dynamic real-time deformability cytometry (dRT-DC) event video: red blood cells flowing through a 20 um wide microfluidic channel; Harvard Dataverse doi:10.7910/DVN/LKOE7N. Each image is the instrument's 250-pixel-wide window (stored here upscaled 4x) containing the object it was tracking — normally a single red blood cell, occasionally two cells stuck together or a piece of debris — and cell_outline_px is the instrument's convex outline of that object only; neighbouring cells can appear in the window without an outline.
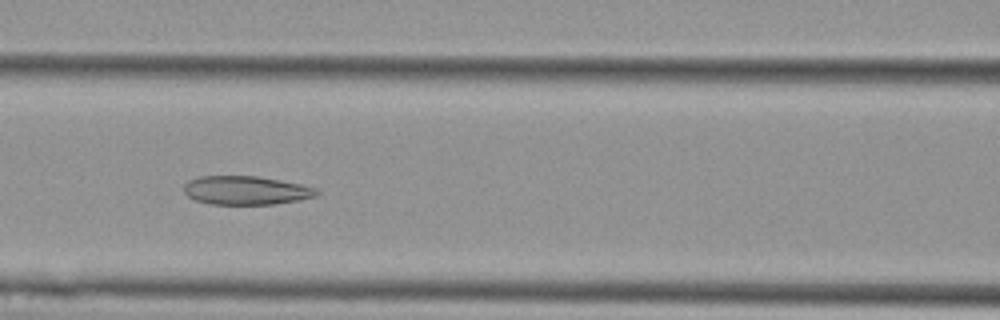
{"species": "Egyptian fruit bat (a non-hibernating species)", "species_latin": "Rousettus aegyptiacus", "temperature_condition": "cold", "stored_images_in_passage": 30, "camera_frame_rate_fps": 3000, "um_per_image_px": 0.085, "animal": {"sex": "female"}, "frame": {"image": 1, "passage_image": 7, "time_ms": 2.0, "image_size_px": [1000, 320], "cell_outline_px": [[320, 192], [316, 196], [300, 200], [272, 204], [208, 204], [196, 200], [188, 196], [184, 192], [184, 184], [188, 180], [200, 176], [256, 176], [300, 184], [316, 188]], "centroid_in_image_um": [20.89, 16.18], "position_along_channel_um": 145.7, "area_um2": 22.14}}
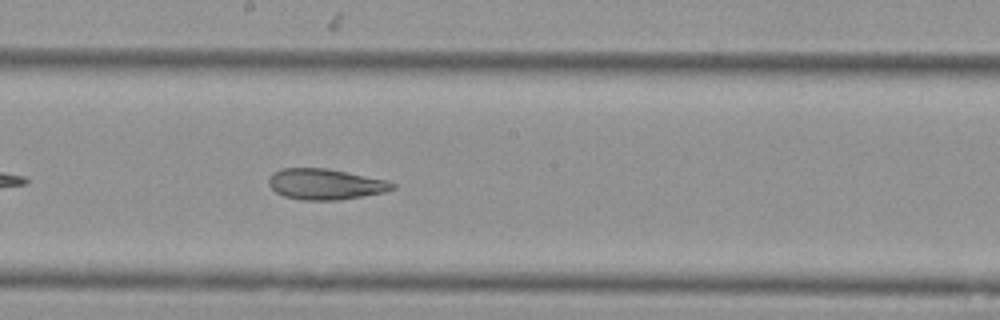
{"frame": {"image": 2, "passage_image": 13, "time_ms": 4.0, "image_size_px": [1000, 320], "cell_outline_px": [[396, 188], [384, 192], [336, 200], [300, 200], [284, 196], [276, 192], [268, 184], [268, 180], [272, 172], [280, 168], [328, 168], [388, 180], [396, 184]], "centroid_in_image_um": [27.64, 15.64], "position_along_channel_um": 220.6, "area_um2": 22.31}}
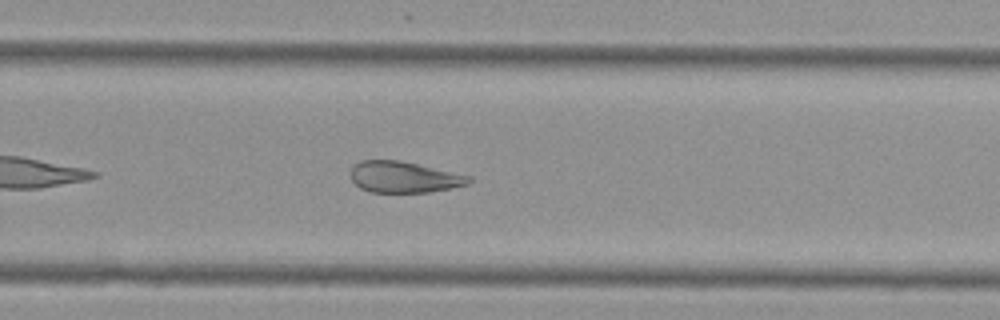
{"frame": {"image": 3, "passage_image": 19, "time_ms": 6.0, "image_size_px": [1000, 320], "cell_outline_px": [[472, 180], [468, 184], [452, 188], [428, 192], [372, 192], [360, 188], [352, 180], [348, 172], [360, 160], [400, 160], [472, 176]], "centroid_in_image_um": [34.33, 15.05], "position_along_channel_um": 295.5, "area_um2": 21.56}, "authors_computed_cell_mechanics": {"area_um2": 22.6865, "velocity_mm_per_s": 3.7591, "shape_relaxation_time_tau1_ms": null, "shape_relaxation_time_tau2_ms": 3.36, "deformation_change_tau1": null, "deformation_change_tau2": 0.1033}}